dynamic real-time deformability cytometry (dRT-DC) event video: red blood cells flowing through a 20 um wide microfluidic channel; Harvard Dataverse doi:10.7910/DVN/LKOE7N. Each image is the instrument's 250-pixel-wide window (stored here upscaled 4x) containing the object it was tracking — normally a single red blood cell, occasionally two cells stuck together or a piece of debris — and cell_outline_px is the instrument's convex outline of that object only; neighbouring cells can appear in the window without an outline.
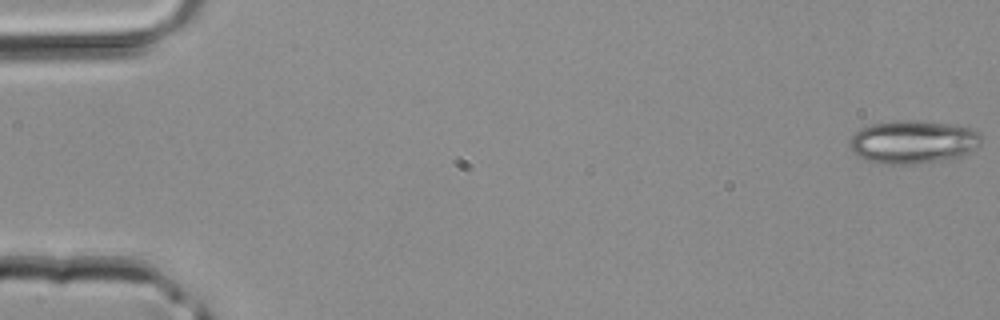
{"species": "common noctule bat (a hibernating species)", "species_latin": "Nyctalus noctula", "temperature_condition": "room temperature", "stored_images_in_passage": 43, "camera_frame_rate_fps": 3000, "um_per_image_px": 0.085, "animal": {"sex": "male", "body_mass_g": 20.4}, "frame": {"image": 1, "passage_image": 1, "time_ms": 0.0, "image_size_px": [1000, 320], "cell_outline_px": [[984, 136], [980, 148], [960, 156], [940, 160], [916, 164], [880, 164], [856, 156], [852, 152], [848, 144], [848, 140], [860, 128], [872, 124], [896, 120], [920, 120], [948, 124], [968, 128], [980, 132]], "centroid_in_image_um": [77.61, 12.06], "position_along_channel_um": 7.4, "area_um2": 33.58}}
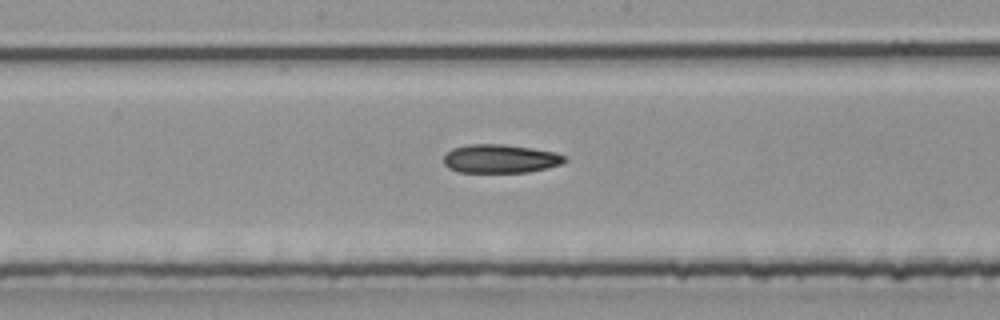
{"frame": {"image": 2, "passage_image": 23, "time_ms": 7.333, "image_size_px": [1000, 320], "cell_outline_px": [[568, 160], [560, 164], [548, 168], [528, 172], [456, 172], [448, 168], [444, 164], [444, 156], [452, 148], [468, 144], [504, 144], [532, 148], [556, 152], [564, 156]], "centroid_in_image_um": [42.52, 13.49], "position_along_channel_um": 205.7, "area_um2": 20.29}}
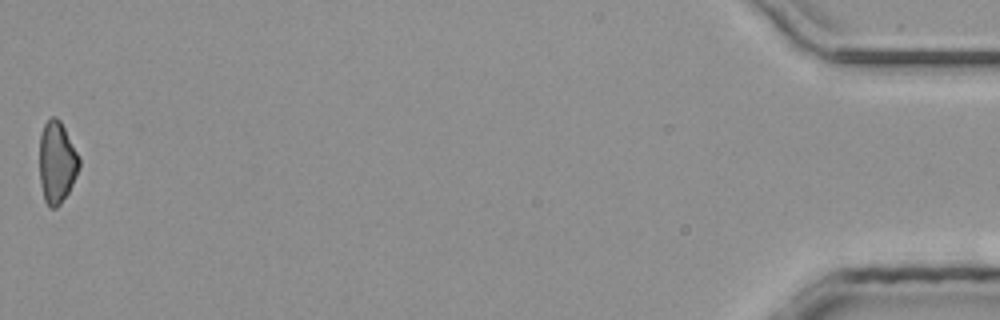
{"frame": {"image": 3, "passage_image": 43, "time_ms": 14.0, "image_size_px": [1000, 320], "cell_outline_px": [[80, 168], [68, 192], [60, 204], [56, 208], [48, 208], [44, 200], [40, 184], [40, 136], [44, 124], [52, 116], [56, 116], [60, 120], [80, 160]], "centroid_in_image_um": [4.82, 13.83], "position_along_channel_um": 430.4, "area_um2": 18.79}}